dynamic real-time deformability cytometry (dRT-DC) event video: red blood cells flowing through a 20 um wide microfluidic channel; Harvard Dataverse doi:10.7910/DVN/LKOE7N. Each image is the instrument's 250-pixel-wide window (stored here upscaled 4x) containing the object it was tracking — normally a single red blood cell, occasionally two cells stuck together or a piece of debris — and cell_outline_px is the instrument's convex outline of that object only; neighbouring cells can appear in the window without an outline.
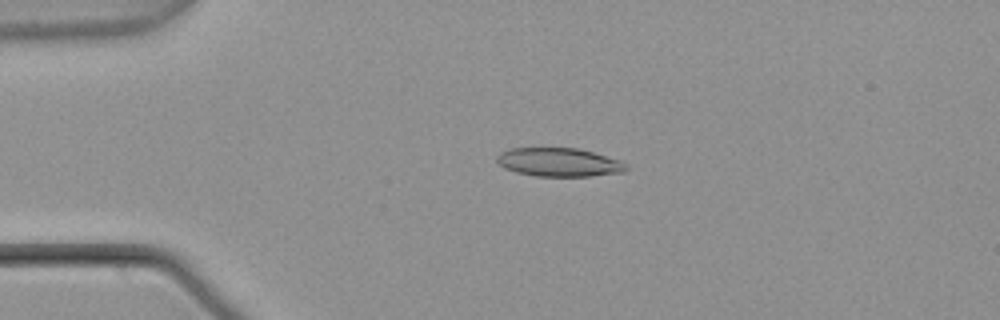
{"species": "common noctule bat (a hibernating species)", "species_latin": "Nyctalus noctula", "temperature_condition": "warm", "stored_images_in_passage": 49, "camera_frame_rate_fps": 3000, "um_per_image_px": 0.085, "animal": {"sex": "male", "body_mass_g": 21.5, "forearm_length_mm": 52.0}, "frame": {"image": 1, "passage_image": 7, "time_ms": 2.0, "image_size_px": [1000, 320], "cell_outline_px": [[628, 168], [624, 172], [588, 176], [536, 176], [516, 172], [504, 168], [496, 160], [496, 156], [500, 152], [512, 148], [576, 148], [592, 152], [620, 160], [628, 164]], "centroid_in_image_um": [47.51, 13.79], "position_along_channel_um": 37.5, "area_um2": 21.5}}
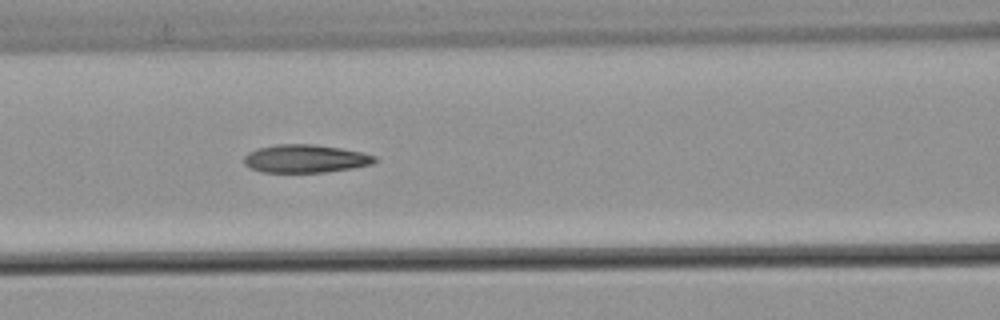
{"frame": {"image": 2, "passage_image": 18, "time_ms": 5.667, "image_size_px": [1000, 320], "cell_outline_px": [[380, 160], [372, 164], [352, 168], [324, 172], [260, 172], [244, 164], [244, 156], [248, 152], [256, 148], [276, 144], [312, 144], [340, 148], [360, 152], [376, 156]], "centroid_in_image_um": [25.95, 13.48], "position_along_channel_um": 140.7, "area_um2": 21.44}}
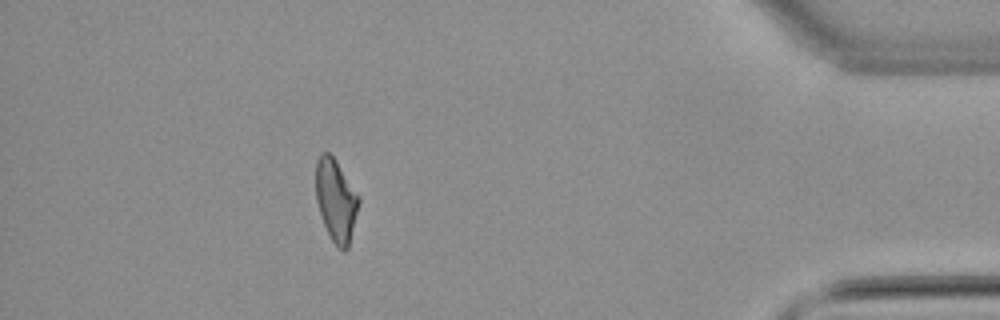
{"frame": {"image": 3, "passage_image": 43, "time_ms": 14.0, "image_size_px": [1000, 320], "cell_outline_px": [[360, 204], [348, 248], [344, 252], [336, 248], [324, 224], [316, 200], [316, 160], [320, 152], [328, 152], [336, 160], [360, 196]], "centroid_in_image_um": [28.57, 17.03], "position_along_channel_um": 406.6, "area_um2": 20.81}, "authors_computed_cell_mechanics": {"area_um2": 21.386, "velocity_mm_per_s": 3.8071, "shape_relaxation_time_tau1_ms": null, "shape_relaxation_time_tau2_ms": 3.477, "deformation_change_tau1": null, "deformation_change_tau2": 0.1208}}